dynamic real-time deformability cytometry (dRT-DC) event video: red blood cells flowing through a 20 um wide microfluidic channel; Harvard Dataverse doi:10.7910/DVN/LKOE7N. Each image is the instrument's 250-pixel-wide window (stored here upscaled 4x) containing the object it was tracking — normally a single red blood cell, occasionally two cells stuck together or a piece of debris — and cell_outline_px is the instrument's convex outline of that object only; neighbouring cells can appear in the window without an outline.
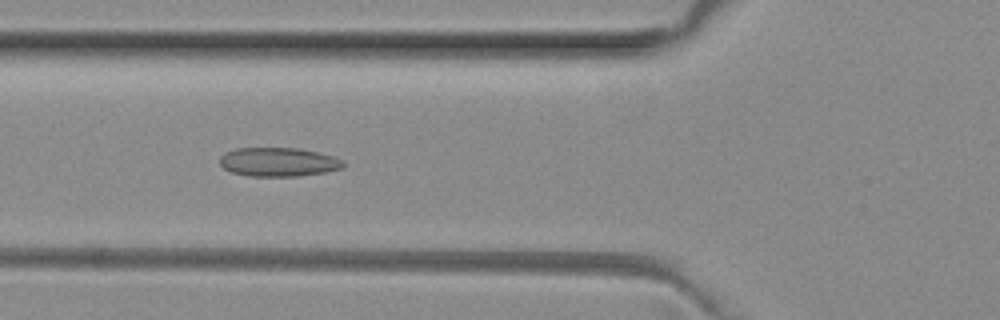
{"species": "common noctule bat (a hibernating species)", "species_latin": "Nyctalus noctula", "temperature_condition": "room temperature", "stored_images_in_passage": 7, "camera_frame_rate_fps": 3000, "um_per_image_px": 0.085, "animal": {"sex": "female", "body_mass_g": 29.2, "forearm_length_mm": 56.3}, "frame": {"image": 1, "passage_image": 5, "time_ms": 1.333, "image_size_px": [1000, 320], "cell_outline_px": [[344, 164], [340, 168], [324, 172], [296, 176], [248, 176], [232, 172], [224, 168], [220, 164], [220, 156], [224, 152], [236, 148], [296, 148], [316, 152], [332, 156], [340, 160]], "centroid_in_image_um": [23.59, 13.76], "position_along_channel_um": 102.2, "area_um2": 20.52}}
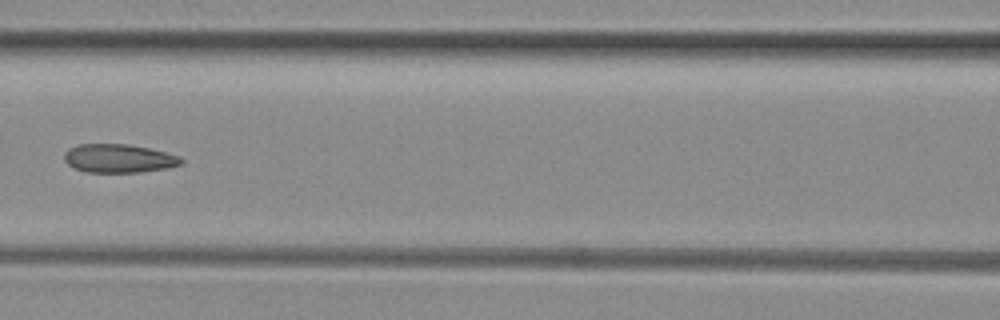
{"frame": {"image": 2, "passage_image": 6, "time_ms": 1.667, "image_size_px": [1000, 320], "cell_outline_px": [[184, 164], [168, 168], [140, 172], [84, 172], [68, 164], [64, 160], [64, 152], [68, 148], [76, 144], [128, 144], [148, 148], [180, 156], [184, 160]], "centroid_in_image_um": [10.1, 13.46], "position_along_channel_um": 156.5, "area_um2": 19.59}}
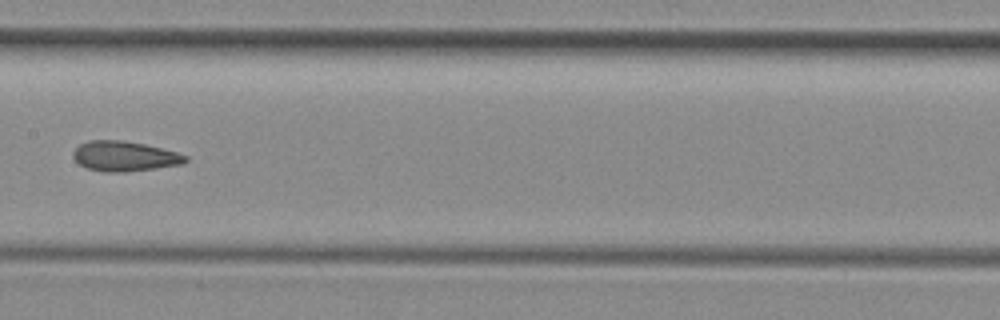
{"frame": {"image": 3, "passage_image": 7, "time_ms": 2.0, "image_size_px": [1000, 320], "cell_outline_px": [[188, 160], [180, 164], [156, 168], [124, 172], [104, 172], [88, 168], [80, 164], [72, 156], [72, 152], [80, 144], [88, 140], [120, 140], [144, 144], [176, 152], [188, 156]], "centroid_in_image_um": [10.56, 13.28], "position_along_channel_um": 196.8, "area_um2": 19.48}}